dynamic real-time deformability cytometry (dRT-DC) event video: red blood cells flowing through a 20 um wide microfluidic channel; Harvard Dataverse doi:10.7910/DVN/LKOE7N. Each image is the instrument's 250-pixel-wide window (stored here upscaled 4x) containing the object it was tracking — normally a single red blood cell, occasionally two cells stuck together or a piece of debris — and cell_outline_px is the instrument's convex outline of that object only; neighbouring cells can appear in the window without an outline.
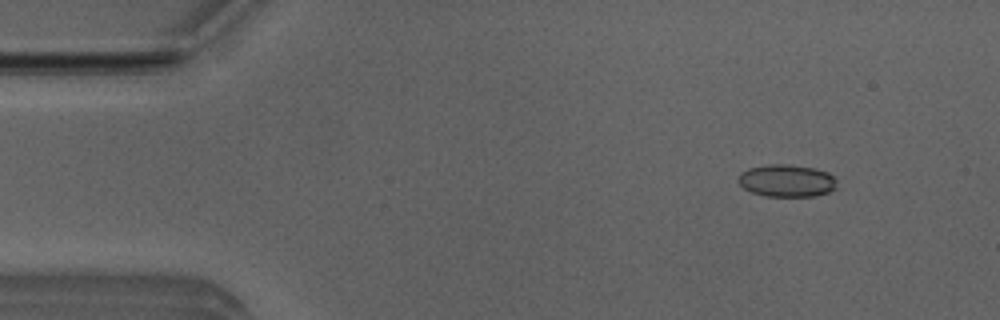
{"species": "Egyptian fruit bat (a non-hibernating species)", "species_latin": "Rousettus aegyptiacus", "temperature_condition": "room temperature", "stored_images_in_passage": 4, "camera_frame_rate_fps": 3000, "um_per_image_px": 0.085, "animal": {"sex": "male"}, "frame": {"image": 1, "passage_image": 2, "time_ms": 0.333, "image_size_px": [1000, 320], "cell_outline_px": [[836, 188], [828, 192], [816, 196], [764, 196], [752, 192], [744, 188], [736, 180], [740, 172], [748, 168], [768, 164], [788, 164], [816, 168], [828, 172], [832, 176]], "centroid_in_image_um": [66.82, 15.35], "position_along_channel_um": 18.2, "area_um2": 18.67}}